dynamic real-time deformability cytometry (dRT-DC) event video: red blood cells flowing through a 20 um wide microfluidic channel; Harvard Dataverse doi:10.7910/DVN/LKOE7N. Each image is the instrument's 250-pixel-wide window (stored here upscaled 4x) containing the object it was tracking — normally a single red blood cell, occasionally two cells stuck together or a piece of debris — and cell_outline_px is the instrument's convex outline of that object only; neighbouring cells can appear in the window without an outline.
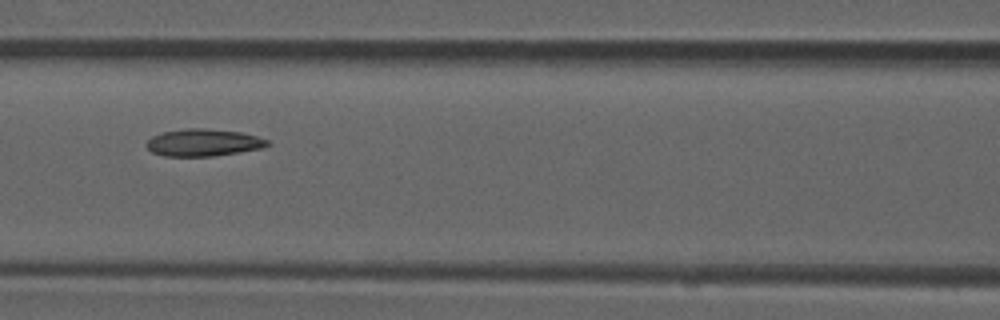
{"species": "common noctule bat (a hibernating species)", "species_latin": "Nyctalus noctula", "temperature_condition": "room temperature", "stored_images_in_passage": 7, "camera_frame_rate_fps": 3000, "um_per_image_px": 0.085, "animal": {"sex": "male", "forearm_length_mm": 52.5}, "frame": {"image": 1, "passage_image": 5, "time_ms": 1.333, "image_size_px": [1000, 320], "cell_outline_px": [[272, 144], [264, 148], [212, 156], [164, 156], [152, 152], [144, 144], [152, 136], [164, 132], [188, 128], [204, 128], [240, 132], [256, 136], [268, 140]], "centroid_in_image_um": [17.3, 12.12], "position_along_channel_um": 149.3, "area_um2": 19.13}}
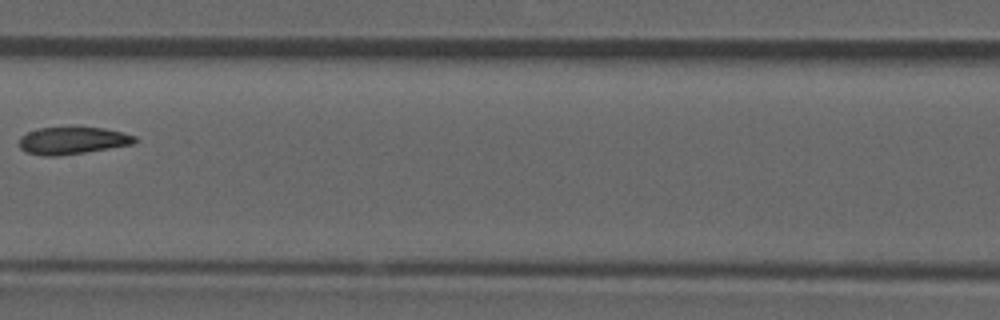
{"frame": {"image": 2, "passage_image": 6, "time_ms": 1.667, "image_size_px": [1000, 320], "cell_outline_px": [[136, 140], [132, 144], [84, 152], [56, 156], [44, 156], [28, 152], [20, 148], [20, 136], [28, 132], [40, 128], [104, 128], [124, 132], [136, 136]], "centroid_in_image_um": [6.16, 11.95], "position_along_channel_um": 201.2, "area_um2": 17.98}}
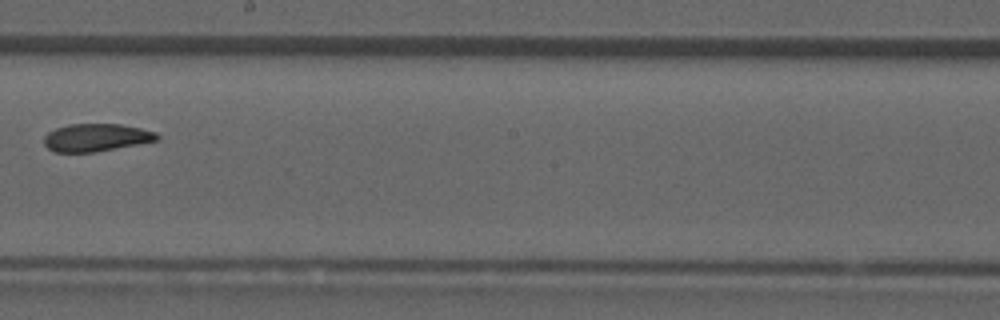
{"frame": {"image": 3, "passage_image": 7, "time_ms": 2.0, "image_size_px": [1000, 320], "cell_outline_px": [[160, 140], [92, 152], [52, 152], [44, 144], [44, 136], [48, 132], [56, 128], [68, 124], [120, 124], [140, 128], [156, 132], [160, 136]], "centroid_in_image_um": [8.17, 11.68], "position_along_channel_um": 240.0, "area_um2": 18.21}}